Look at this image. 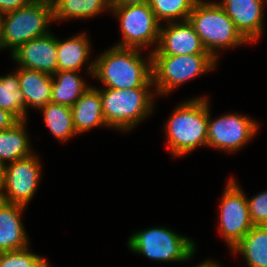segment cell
Listing matches in <instances>:
<instances>
[{"instance_id": "1", "label": "cell", "mask_w": 267, "mask_h": 267, "mask_svg": "<svg viewBox=\"0 0 267 267\" xmlns=\"http://www.w3.org/2000/svg\"><path fill=\"white\" fill-rule=\"evenodd\" d=\"M140 49L112 46L90 61L88 73L100 80L105 88L133 89L151 88V52L143 58Z\"/></svg>"}, {"instance_id": "2", "label": "cell", "mask_w": 267, "mask_h": 267, "mask_svg": "<svg viewBox=\"0 0 267 267\" xmlns=\"http://www.w3.org/2000/svg\"><path fill=\"white\" fill-rule=\"evenodd\" d=\"M167 148L174 157L184 156L199 146H207L208 99L192 98L182 102L165 126Z\"/></svg>"}, {"instance_id": "3", "label": "cell", "mask_w": 267, "mask_h": 267, "mask_svg": "<svg viewBox=\"0 0 267 267\" xmlns=\"http://www.w3.org/2000/svg\"><path fill=\"white\" fill-rule=\"evenodd\" d=\"M188 21L215 60H218L216 51L248 43L219 2L197 0Z\"/></svg>"}, {"instance_id": "4", "label": "cell", "mask_w": 267, "mask_h": 267, "mask_svg": "<svg viewBox=\"0 0 267 267\" xmlns=\"http://www.w3.org/2000/svg\"><path fill=\"white\" fill-rule=\"evenodd\" d=\"M150 88L128 90L100 89L101 104L107 127L129 131L154 108V97Z\"/></svg>"}, {"instance_id": "5", "label": "cell", "mask_w": 267, "mask_h": 267, "mask_svg": "<svg viewBox=\"0 0 267 267\" xmlns=\"http://www.w3.org/2000/svg\"><path fill=\"white\" fill-rule=\"evenodd\" d=\"M127 246L134 253L159 262H185L196 252L194 240L160 226L132 234Z\"/></svg>"}, {"instance_id": "6", "label": "cell", "mask_w": 267, "mask_h": 267, "mask_svg": "<svg viewBox=\"0 0 267 267\" xmlns=\"http://www.w3.org/2000/svg\"><path fill=\"white\" fill-rule=\"evenodd\" d=\"M53 20L51 0H34L27 6L3 14V45L13 53L31 39L49 33Z\"/></svg>"}, {"instance_id": "7", "label": "cell", "mask_w": 267, "mask_h": 267, "mask_svg": "<svg viewBox=\"0 0 267 267\" xmlns=\"http://www.w3.org/2000/svg\"><path fill=\"white\" fill-rule=\"evenodd\" d=\"M153 88L167 95L188 80L210 72L217 60L210 54L151 55Z\"/></svg>"}, {"instance_id": "8", "label": "cell", "mask_w": 267, "mask_h": 267, "mask_svg": "<svg viewBox=\"0 0 267 267\" xmlns=\"http://www.w3.org/2000/svg\"><path fill=\"white\" fill-rule=\"evenodd\" d=\"M111 12L118 18L123 39L115 46L142 49L158 43L160 24L147 3L134 6H115Z\"/></svg>"}, {"instance_id": "9", "label": "cell", "mask_w": 267, "mask_h": 267, "mask_svg": "<svg viewBox=\"0 0 267 267\" xmlns=\"http://www.w3.org/2000/svg\"><path fill=\"white\" fill-rule=\"evenodd\" d=\"M252 227L246 195L230 178L220 202L219 232L231 250Z\"/></svg>"}, {"instance_id": "10", "label": "cell", "mask_w": 267, "mask_h": 267, "mask_svg": "<svg viewBox=\"0 0 267 267\" xmlns=\"http://www.w3.org/2000/svg\"><path fill=\"white\" fill-rule=\"evenodd\" d=\"M208 102L207 146L224 152H235L247 144L259 128V123L248 116L229 113L211 119Z\"/></svg>"}, {"instance_id": "11", "label": "cell", "mask_w": 267, "mask_h": 267, "mask_svg": "<svg viewBox=\"0 0 267 267\" xmlns=\"http://www.w3.org/2000/svg\"><path fill=\"white\" fill-rule=\"evenodd\" d=\"M41 177L39 156L29 157L5 165L0 200L6 203L27 206L37 191Z\"/></svg>"}, {"instance_id": "12", "label": "cell", "mask_w": 267, "mask_h": 267, "mask_svg": "<svg viewBox=\"0 0 267 267\" xmlns=\"http://www.w3.org/2000/svg\"><path fill=\"white\" fill-rule=\"evenodd\" d=\"M160 26L157 46L151 55L209 54L189 21Z\"/></svg>"}, {"instance_id": "13", "label": "cell", "mask_w": 267, "mask_h": 267, "mask_svg": "<svg viewBox=\"0 0 267 267\" xmlns=\"http://www.w3.org/2000/svg\"><path fill=\"white\" fill-rule=\"evenodd\" d=\"M18 66L53 75L57 72V37L47 35L31 39L11 53Z\"/></svg>"}, {"instance_id": "14", "label": "cell", "mask_w": 267, "mask_h": 267, "mask_svg": "<svg viewBox=\"0 0 267 267\" xmlns=\"http://www.w3.org/2000/svg\"><path fill=\"white\" fill-rule=\"evenodd\" d=\"M267 0H222L219 4L249 43H256L264 28L263 10Z\"/></svg>"}, {"instance_id": "15", "label": "cell", "mask_w": 267, "mask_h": 267, "mask_svg": "<svg viewBox=\"0 0 267 267\" xmlns=\"http://www.w3.org/2000/svg\"><path fill=\"white\" fill-rule=\"evenodd\" d=\"M24 209L25 206L0 200V253L29 247L21 220Z\"/></svg>"}, {"instance_id": "16", "label": "cell", "mask_w": 267, "mask_h": 267, "mask_svg": "<svg viewBox=\"0 0 267 267\" xmlns=\"http://www.w3.org/2000/svg\"><path fill=\"white\" fill-rule=\"evenodd\" d=\"M76 134L105 126L107 123L101 104L100 88L90 87L71 107Z\"/></svg>"}, {"instance_id": "17", "label": "cell", "mask_w": 267, "mask_h": 267, "mask_svg": "<svg viewBox=\"0 0 267 267\" xmlns=\"http://www.w3.org/2000/svg\"><path fill=\"white\" fill-rule=\"evenodd\" d=\"M19 89L25 100L26 116L29 107L41 109L51 102L52 75L18 67Z\"/></svg>"}, {"instance_id": "18", "label": "cell", "mask_w": 267, "mask_h": 267, "mask_svg": "<svg viewBox=\"0 0 267 267\" xmlns=\"http://www.w3.org/2000/svg\"><path fill=\"white\" fill-rule=\"evenodd\" d=\"M90 40L85 33L60 40L57 37V71H76L88 62Z\"/></svg>"}, {"instance_id": "19", "label": "cell", "mask_w": 267, "mask_h": 267, "mask_svg": "<svg viewBox=\"0 0 267 267\" xmlns=\"http://www.w3.org/2000/svg\"><path fill=\"white\" fill-rule=\"evenodd\" d=\"M25 124L26 120H19L12 127L0 131V161L4 165L33 154Z\"/></svg>"}, {"instance_id": "20", "label": "cell", "mask_w": 267, "mask_h": 267, "mask_svg": "<svg viewBox=\"0 0 267 267\" xmlns=\"http://www.w3.org/2000/svg\"><path fill=\"white\" fill-rule=\"evenodd\" d=\"M76 71H57L52 75L51 102L72 107L91 87Z\"/></svg>"}, {"instance_id": "21", "label": "cell", "mask_w": 267, "mask_h": 267, "mask_svg": "<svg viewBox=\"0 0 267 267\" xmlns=\"http://www.w3.org/2000/svg\"><path fill=\"white\" fill-rule=\"evenodd\" d=\"M231 251L241 254L248 267H267V225L253 226Z\"/></svg>"}, {"instance_id": "22", "label": "cell", "mask_w": 267, "mask_h": 267, "mask_svg": "<svg viewBox=\"0 0 267 267\" xmlns=\"http://www.w3.org/2000/svg\"><path fill=\"white\" fill-rule=\"evenodd\" d=\"M53 20L91 18L102 11L111 10L108 0H51Z\"/></svg>"}, {"instance_id": "23", "label": "cell", "mask_w": 267, "mask_h": 267, "mask_svg": "<svg viewBox=\"0 0 267 267\" xmlns=\"http://www.w3.org/2000/svg\"><path fill=\"white\" fill-rule=\"evenodd\" d=\"M40 111L43 113L47 128L60 142L76 135L71 107L49 102Z\"/></svg>"}, {"instance_id": "24", "label": "cell", "mask_w": 267, "mask_h": 267, "mask_svg": "<svg viewBox=\"0 0 267 267\" xmlns=\"http://www.w3.org/2000/svg\"><path fill=\"white\" fill-rule=\"evenodd\" d=\"M0 108L18 120H27L24 95L19 89L18 68L16 72L0 76Z\"/></svg>"}, {"instance_id": "25", "label": "cell", "mask_w": 267, "mask_h": 267, "mask_svg": "<svg viewBox=\"0 0 267 267\" xmlns=\"http://www.w3.org/2000/svg\"><path fill=\"white\" fill-rule=\"evenodd\" d=\"M197 0H148L159 23L187 21Z\"/></svg>"}, {"instance_id": "26", "label": "cell", "mask_w": 267, "mask_h": 267, "mask_svg": "<svg viewBox=\"0 0 267 267\" xmlns=\"http://www.w3.org/2000/svg\"><path fill=\"white\" fill-rule=\"evenodd\" d=\"M49 262L29 248L0 253V267H45Z\"/></svg>"}, {"instance_id": "27", "label": "cell", "mask_w": 267, "mask_h": 267, "mask_svg": "<svg viewBox=\"0 0 267 267\" xmlns=\"http://www.w3.org/2000/svg\"><path fill=\"white\" fill-rule=\"evenodd\" d=\"M247 204L253 226L267 225V190L247 198Z\"/></svg>"}, {"instance_id": "28", "label": "cell", "mask_w": 267, "mask_h": 267, "mask_svg": "<svg viewBox=\"0 0 267 267\" xmlns=\"http://www.w3.org/2000/svg\"><path fill=\"white\" fill-rule=\"evenodd\" d=\"M34 0H0V13L5 14L21 7L27 6Z\"/></svg>"}, {"instance_id": "29", "label": "cell", "mask_w": 267, "mask_h": 267, "mask_svg": "<svg viewBox=\"0 0 267 267\" xmlns=\"http://www.w3.org/2000/svg\"><path fill=\"white\" fill-rule=\"evenodd\" d=\"M18 121L14 115L0 108V131L12 127Z\"/></svg>"}, {"instance_id": "30", "label": "cell", "mask_w": 267, "mask_h": 267, "mask_svg": "<svg viewBox=\"0 0 267 267\" xmlns=\"http://www.w3.org/2000/svg\"><path fill=\"white\" fill-rule=\"evenodd\" d=\"M108 1L111 8L115 6L127 7L134 5H142L148 2V0H108Z\"/></svg>"}, {"instance_id": "31", "label": "cell", "mask_w": 267, "mask_h": 267, "mask_svg": "<svg viewBox=\"0 0 267 267\" xmlns=\"http://www.w3.org/2000/svg\"><path fill=\"white\" fill-rule=\"evenodd\" d=\"M195 267H221L216 261L206 260Z\"/></svg>"}, {"instance_id": "32", "label": "cell", "mask_w": 267, "mask_h": 267, "mask_svg": "<svg viewBox=\"0 0 267 267\" xmlns=\"http://www.w3.org/2000/svg\"><path fill=\"white\" fill-rule=\"evenodd\" d=\"M4 49L3 45V14L0 13V50Z\"/></svg>"}, {"instance_id": "33", "label": "cell", "mask_w": 267, "mask_h": 267, "mask_svg": "<svg viewBox=\"0 0 267 267\" xmlns=\"http://www.w3.org/2000/svg\"><path fill=\"white\" fill-rule=\"evenodd\" d=\"M4 170H5V165L0 161V190H1L2 185H3Z\"/></svg>"}, {"instance_id": "34", "label": "cell", "mask_w": 267, "mask_h": 267, "mask_svg": "<svg viewBox=\"0 0 267 267\" xmlns=\"http://www.w3.org/2000/svg\"><path fill=\"white\" fill-rule=\"evenodd\" d=\"M45 267H51L50 263H48Z\"/></svg>"}]
</instances>
